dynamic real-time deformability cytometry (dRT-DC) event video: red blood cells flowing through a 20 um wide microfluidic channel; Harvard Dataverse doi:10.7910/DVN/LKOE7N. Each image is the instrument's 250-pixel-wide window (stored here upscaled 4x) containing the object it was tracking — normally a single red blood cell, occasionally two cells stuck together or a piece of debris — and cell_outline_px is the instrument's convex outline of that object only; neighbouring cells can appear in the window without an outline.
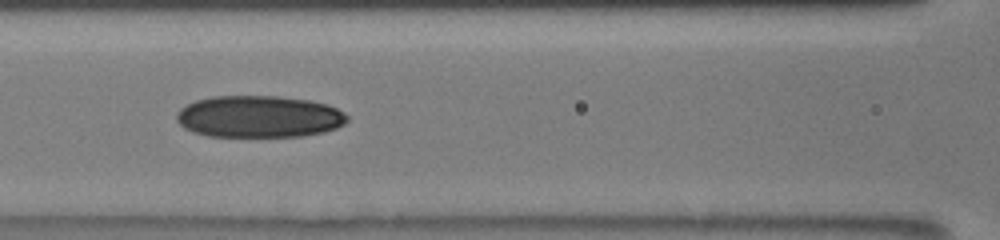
{"species": "human", "species_latin": "Homo sapiens", "temperature_condition": "room temperature", "stored_images_in_passage": 30, "camera_frame_rate_fps": 3000, "um_per_image_px": 0.085, "donor": {"sex": "male"}, "frame": {"image": 1, "passage_image": 22, "time_ms": 9.667, "image_size_px": [1000, 240], "cell_outline_px": [[348, 120], [344, 124], [336, 128], [324, 132], [304, 136], [208, 136], [192, 132], [184, 128], [176, 120], [176, 112], [180, 108], [196, 100], [212, 96], [276, 96], [308, 100], [328, 104], [344, 112], [348, 116]], "centroid_in_image_um": [22.01, 9.91], "position_along_channel_um": 144.6, "area_um2": 41.85}}
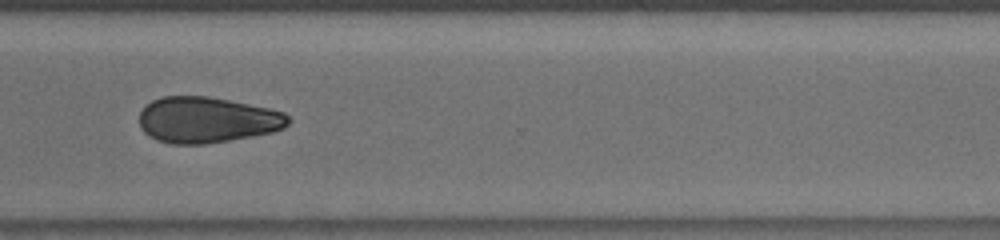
{"frame": {"image": 2, "passage_image": 27, "time_ms": 15.0, "image_size_px": [1000, 240], "cell_outline_px": [[292, 120], [284, 128], [272, 132], [252, 136], [204, 144], [172, 144], [156, 140], [148, 136], [140, 128], [140, 112], [152, 100], [160, 96], [208, 96], [268, 108], [284, 112]], "centroid_in_image_um": [17.58, 10.19], "position_along_channel_um": 353.0, "area_um2": 39.88}}